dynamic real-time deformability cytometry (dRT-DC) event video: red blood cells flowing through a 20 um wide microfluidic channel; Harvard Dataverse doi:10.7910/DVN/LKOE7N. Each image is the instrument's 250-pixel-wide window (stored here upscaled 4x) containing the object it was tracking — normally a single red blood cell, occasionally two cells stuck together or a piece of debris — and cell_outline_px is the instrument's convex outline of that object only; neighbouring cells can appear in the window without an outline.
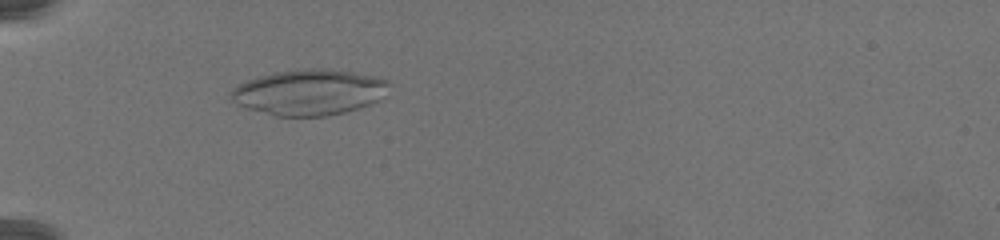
{"species": "common noctule bat (a hibernating species)", "species_latin": "Nyctalus noctula", "temperature_condition": "warm", "stored_images_in_passage": 52, "camera_frame_rate_fps": 3000, "um_per_image_px": 0.085, "animal": {"sex": "female", "body_mass_g": 19.5, "forearm_length_mm": 54.1}, "frame": {"image": 1, "passage_image": 1, "time_ms": 0.0, "image_size_px": [1000, 240], "cell_outline_px": [[392, 84], [380, 100], [360, 108], [328, 116], [276, 116], [244, 108], [236, 104], [228, 96], [232, 88], [244, 80], [276, 72], [308, 68], [332, 68], [372, 76], [388, 80]], "centroid_in_image_um": [26.26, 7.84], "position_along_channel_um": 58.7, "area_um2": 42.6}}
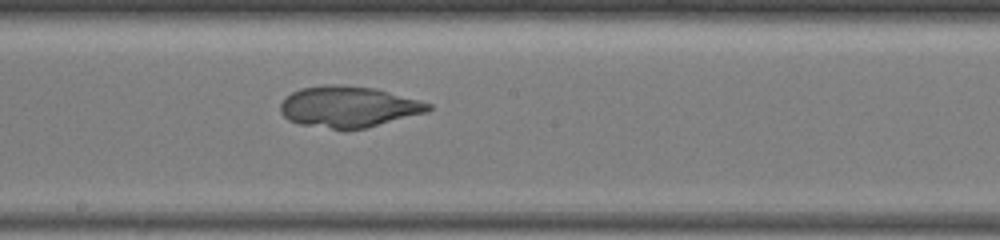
{"frame": {"image": 2, "passage_image": 20, "time_ms": 6.333, "image_size_px": [1000, 240], "cell_outline_px": [[432, 108], [428, 112], [364, 128], [344, 132], [300, 124], [288, 120], [280, 112], [280, 104], [292, 92], [300, 88], [324, 84], [344, 84], [376, 88], [420, 100], [432, 104]], "centroid_in_image_um": [29.62, 9.08], "position_along_channel_um": 218.6, "area_um2": 36.07}}
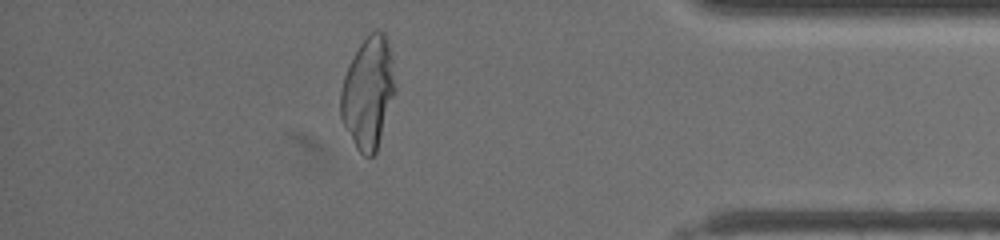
{"frame": {"image": 3, "passage_image": 43, "time_ms": 14.0, "image_size_px": [1000, 240], "cell_outline_px": [[396, 88], [376, 152], [372, 156], [364, 156], [356, 148], [340, 116], [340, 92], [344, 76], [360, 44], [376, 28], [384, 32], [388, 44], [392, 60]], "centroid_in_image_um": [31.29, 7.88], "position_along_channel_um": 403.9, "area_um2": 34.85}}